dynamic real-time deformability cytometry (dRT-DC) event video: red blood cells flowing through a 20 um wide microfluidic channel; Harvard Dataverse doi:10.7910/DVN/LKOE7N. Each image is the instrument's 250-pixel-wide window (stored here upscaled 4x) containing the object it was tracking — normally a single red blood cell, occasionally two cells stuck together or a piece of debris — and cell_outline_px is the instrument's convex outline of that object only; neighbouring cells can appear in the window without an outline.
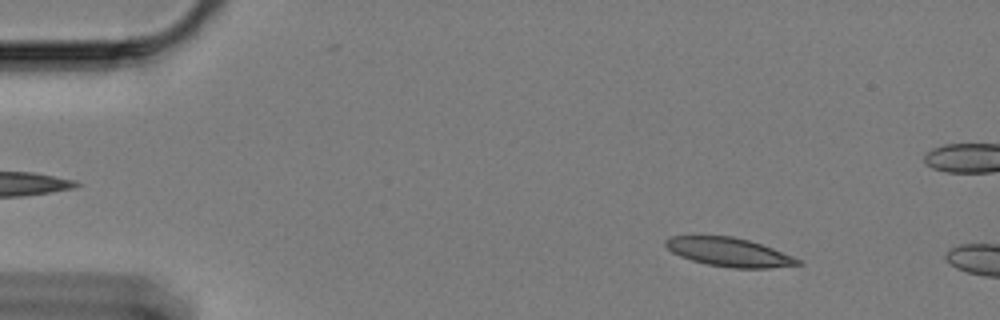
{"species": "Egyptian fruit bat (a non-hibernating species)", "species_latin": "Rousettus aegyptiacus", "temperature_condition": "cold", "stored_images_in_passage": 12, "camera_frame_rate_fps": 3000, "um_per_image_px": 0.085, "animal": {"sex": "female"}, "frame": {"image": 1, "passage_image": 7, "time_ms": 2.0, "image_size_px": [1000, 320], "cell_outline_px": [[804, 264], [768, 268], [732, 268], [708, 264], [692, 260], [680, 256], [672, 252], [664, 244], [664, 240], [668, 236], [732, 236], [748, 240], [772, 248], [792, 256], [800, 260]], "centroid_in_image_um": [61.95, 21.43], "position_along_channel_um": 23.1, "area_um2": 21.96}}